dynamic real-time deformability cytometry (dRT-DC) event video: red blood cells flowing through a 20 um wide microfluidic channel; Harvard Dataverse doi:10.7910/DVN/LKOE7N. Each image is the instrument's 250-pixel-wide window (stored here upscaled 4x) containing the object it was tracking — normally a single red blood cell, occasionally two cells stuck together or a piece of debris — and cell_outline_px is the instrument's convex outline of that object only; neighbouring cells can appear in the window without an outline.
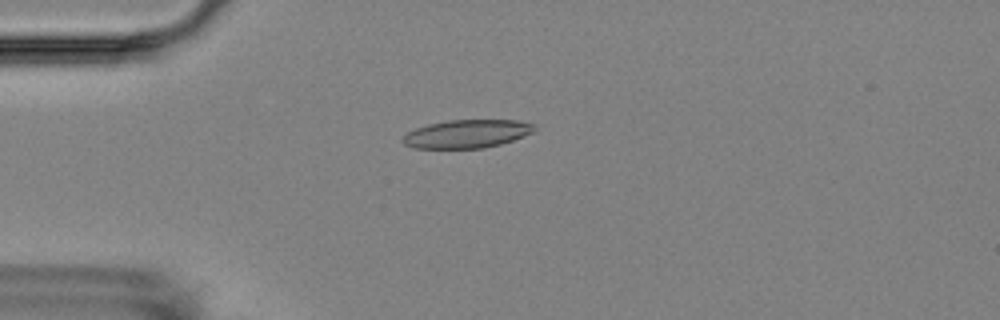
{"species": "Egyptian fruit bat (a non-hibernating species)", "species_latin": "Rousettus aegyptiacus", "temperature_condition": "room temperature", "stored_images_in_passage": 13, "camera_frame_rate_fps": 3000, "um_per_image_px": 0.085, "animal": {"sex": "female"}, "frame": {"image": 1, "passage_image": 3, "time_ms": 4.0, "image_size_px": [1000, 320], "cell_outline_px": [[536, 128], [532, 132], [524, 136], [500, 144], [484, 148], [412, 148], [404, 144], [400, 140], [408, 132], [416, 128], [428, 124], [448, 120], [516, 120], [536, 124]], "centroid_in_image_um": [39.68, 11.37], "position_along_channel_um": 45.3, "area_um2": 21.68}}
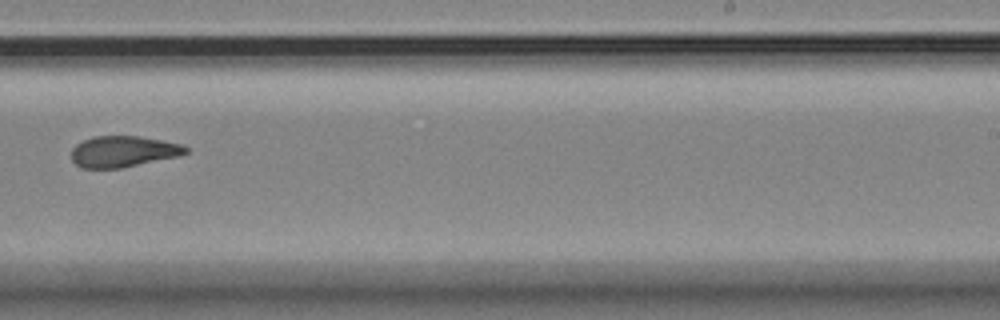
{"frame": {"image": 2, "passage_image": 9, "time_ms": 11.0, "image_size_px": [1000, 320], "cell_outline_px": [[188, 152], [180, 156], [120, 168], [80, 168], [72, 160], [72, 148], [76, 144], [92, 136], [140, 136], [180, 144], [188, 148]], "centroid_in_image_um": [10.46, 12.88], "position_along_channel_um": 278.5, "area_um2": 20.69}}
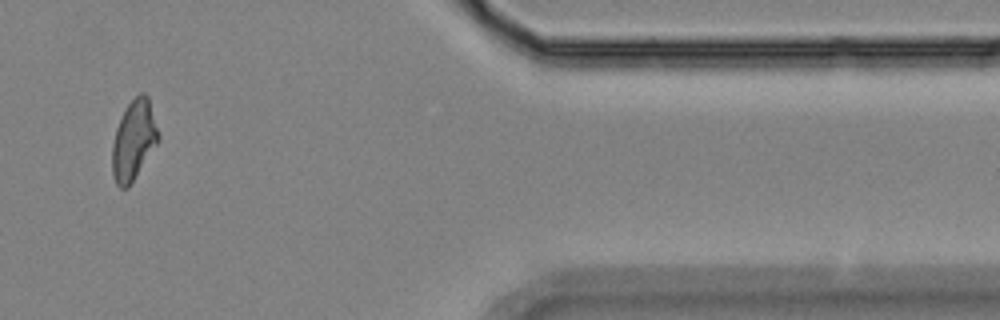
{"frame": {"image": 3, "passage_image": 12, "time_ms": 15.333, "image_size_px": [1000, 320], "cell_outline_px": [[160, 140], [128, 188], [120, 188], [116, 184], [112, 172], [112, 144], [116, 128], [124, 108], [140, 92], [144, 92], [148, 96], [160, 136]], "centroid_in_image_um": [11.37, 11.91], "position_along_channel_um": 400.0, "area_um2": 21.56}, "authors_computed_cell_mechanics": {"area_um2": 21.5016, "velocity_mm_per_s": 3.5934, "shape_relaxation_time_tau1_ms": null, "shape_relaxation_time_tau2_ms": 4.5055, "deformation_change_tau1": null, "deformation_change_tau2": 0.1075}}